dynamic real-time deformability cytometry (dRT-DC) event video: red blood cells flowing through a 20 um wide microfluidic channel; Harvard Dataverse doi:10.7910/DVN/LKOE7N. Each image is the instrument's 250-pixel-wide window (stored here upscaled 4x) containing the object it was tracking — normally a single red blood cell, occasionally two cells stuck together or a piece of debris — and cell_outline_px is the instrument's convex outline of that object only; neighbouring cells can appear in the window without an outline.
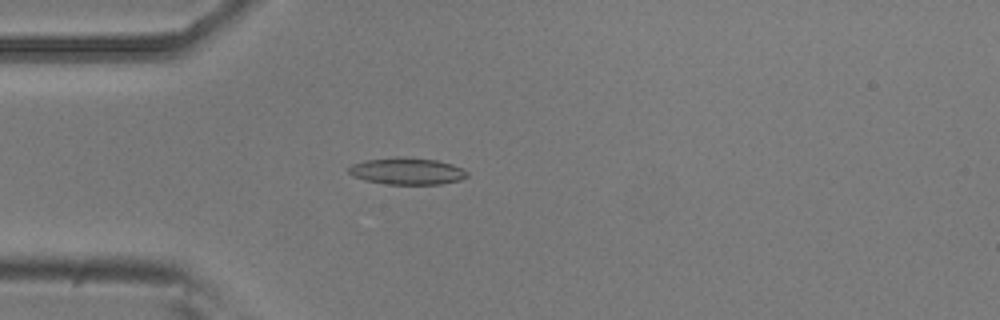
{"species": "common noctule bat (a hibernating species)", "species_latin": "Nyctalus noctula", "temperature_condition": "room temperature", "stored_images_in_passage": 43, "camera_frame_rate_fps": 3000, "um_per_image_px": 0.085, "animal": {"sex": "male", "body_mass_g": 20.5, "forearm_length_mm": 52.5}, "frame": {"image": 1, "passage_image": 4, "time_ms": 1.0, "image_size_px": [1000, 320], "cell_outline_px": [[468, 176], [460, 180], [440, 184], [388, 184], [364, 180], [352, 176], [348, 172], [348, 168], [352, 164], [364, 160], [396, 156], [404, 156], [436, 160], [452, 164], [468, 172]], "centroid_in_image_um": [34.56, 14.53], "position_along_channel_um": 50.4, "area_um2": 18.67}}
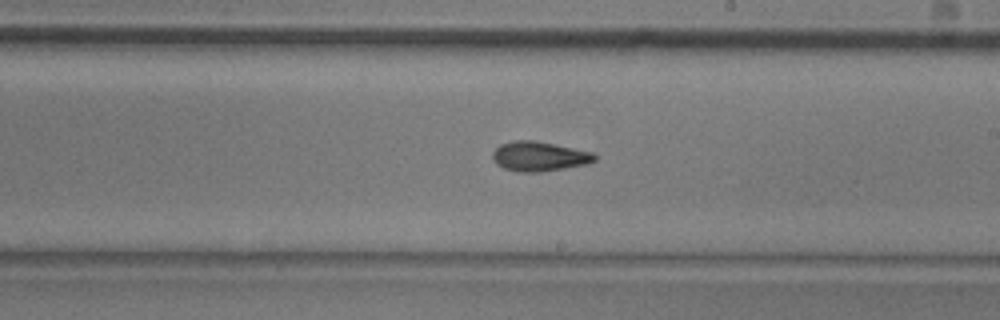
{"frame": {"image": 2, "passage_image": 20, "time_ms": 6.333, "image_size_px": [1000, 320], "cell_outline_px": [[596, 160], [584, 164], [564, 168], [540, 172], [520, 172], [504, 168], [496, 164], [492, 156], [492, 152], [500, 144], [512, 140], [536, 140], [592, 152], [596, 156]], "centroid_in_image_um": [45.79, 13.28], "position_along_channel_um": 243.2, "area_um2": 17.57}}
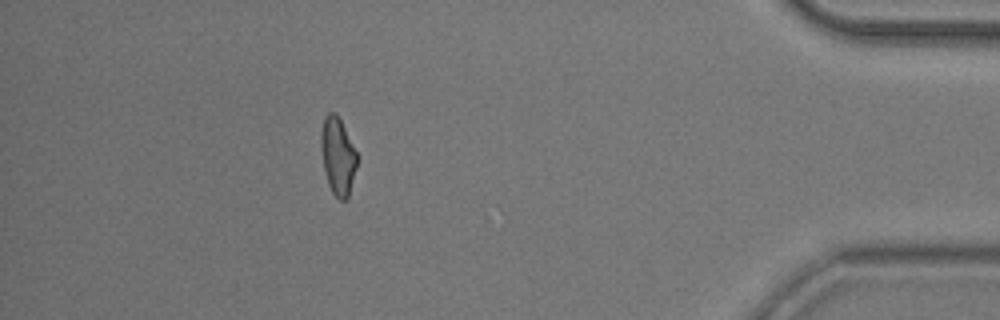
{"frame": {"image": 3, "passage_image": 37, "time_ms": 12.0, "image_size_px": [1000, 320], "cell_outline_px": [[356, 168], [348, 196], [344, 200], [340, 200], [332, 192], [328, 184], [324, 172], [320, 148], [320, 132], [324, 116], [328, 112], [336, 112], [356, 152]], "centroid_in_image_um": [28.66, 13.24], "position_along_channel_um": 406.5, "area_um2": 16.13}, "authors_computed_cell_mechanics": {"area_um2": 16.762, "velocity_mm_per_s": 3.7692, "shape_relaxation_time_tau1_ms": null, "shape_relaxation_time_tau2_ms": 3.0868, "deformation_change_tau1": null, "deformation_change_tau2": 0.102}}